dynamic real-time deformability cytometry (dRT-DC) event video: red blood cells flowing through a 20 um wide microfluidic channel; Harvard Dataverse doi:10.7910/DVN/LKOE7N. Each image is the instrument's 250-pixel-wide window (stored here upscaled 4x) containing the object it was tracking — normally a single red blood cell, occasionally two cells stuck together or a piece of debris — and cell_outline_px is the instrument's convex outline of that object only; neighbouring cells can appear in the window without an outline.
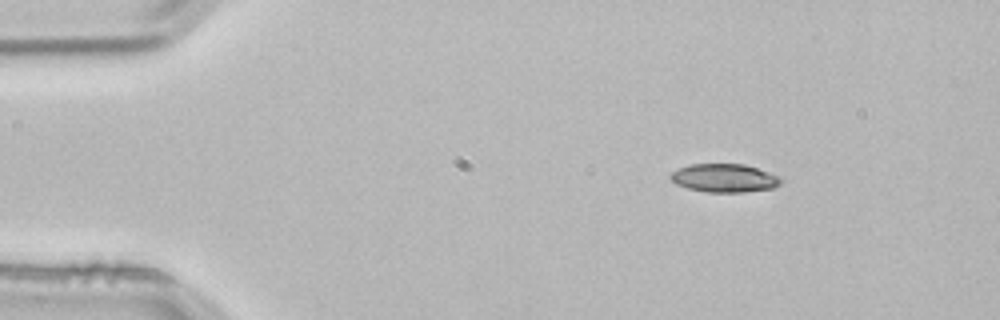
{"species": "common noctule bat (a hibernating species)", "species_latin": "Nyctalus noctula", "temperature_condition": "room temperature", "stored_images_in_passage": 4, "segment_of_instrument_passage": [2, 2], "camera_frame_rate_fps": 3000, "um_per_image_px": 0.085, "animal": {"sex": "male", "body_mass_g": 21.5, "forearm_length_mm": 52.0}, "frame": {"image": 1, "passage_image": 4, "time_ms": 1.0, "image_size_px": [1000, 320], "cell_outline_px": [[780, 184], [772, 188], [744, 192], [708, 192], [688, 188], [676, 184], [668, 176], [672, 172], [688, 164], [744, 164], [780, 176]], "centroid_in_image_um": [61.55, 15.13], "position_along_channel_um": 23.5, "area_um2": 18.09}}